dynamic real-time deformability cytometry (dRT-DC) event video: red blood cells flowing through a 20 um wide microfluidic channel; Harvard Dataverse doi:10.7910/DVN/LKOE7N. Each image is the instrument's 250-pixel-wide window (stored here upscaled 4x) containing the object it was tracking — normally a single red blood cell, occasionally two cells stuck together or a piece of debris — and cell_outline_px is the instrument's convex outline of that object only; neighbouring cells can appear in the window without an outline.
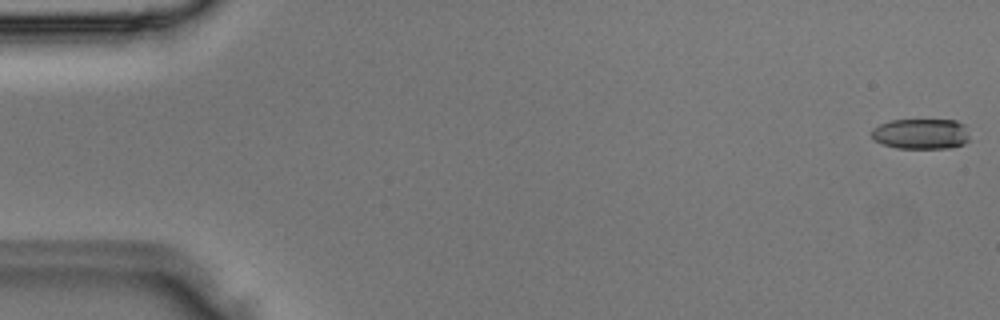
{"species": "Egyptian fruit bat (a non-hibernating species)", "species_latin": "Rousettus aegyptiacus", "temperature_condition": "room temperature", "stored_images_in_passage": 5, "camera_frame_rate_fps": 3000, "um_per_image_px": 0.085, "animal": {"sex": "male"}, "frame": {"image": 1, "passage_image": 1, "time_ms": 0.0, "image_size_px": [1000, 320], "cell_outline_px": [[972, 140], [964, 144], [952, 148], [896, 148], [872, 140], [872, 128], [880, 124], [892, 120], [956, 120], [964, 124]], "centroid_in_image_um": [78.33, 11.38], "position_along_channel_um": 6.7, "area_um2": 17.69}}